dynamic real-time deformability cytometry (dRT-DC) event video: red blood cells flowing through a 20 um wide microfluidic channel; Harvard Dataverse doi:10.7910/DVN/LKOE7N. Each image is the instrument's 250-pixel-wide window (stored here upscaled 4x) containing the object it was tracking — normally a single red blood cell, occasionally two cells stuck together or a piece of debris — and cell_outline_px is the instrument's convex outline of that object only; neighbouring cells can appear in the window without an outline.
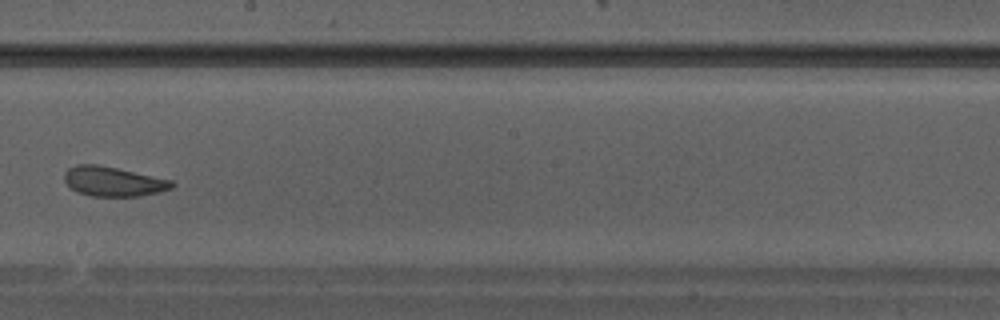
{"species": "Egyptian fruit bat (a non-hibernating species)", "species_latin": "Rousettus aegyptiacus", "temperature_condition": "warm", "stored_images_in_passage": 36, "camera_frame_rate_fps": 3000, "um_per_image_px": 0.085, "animal": {"sex": "male"}, "frame": {"image": 1, "passage_image": 21, "time_ms": 6.667, "image_size_px": [1000, 320], "cell_outline_px": [[176, 184], [172, 188], [160, 192], [140, 196], [92, 196], [80, 192], [72, 188], [64, 180], [64, 172], [68, 168], [76, 164], [96, 164], [116, 168], [172, 180]], "centroid_in_image_um": [9.64, 15.42], "position_along_channel_um": 238.6, "area_um2": 18.44}}